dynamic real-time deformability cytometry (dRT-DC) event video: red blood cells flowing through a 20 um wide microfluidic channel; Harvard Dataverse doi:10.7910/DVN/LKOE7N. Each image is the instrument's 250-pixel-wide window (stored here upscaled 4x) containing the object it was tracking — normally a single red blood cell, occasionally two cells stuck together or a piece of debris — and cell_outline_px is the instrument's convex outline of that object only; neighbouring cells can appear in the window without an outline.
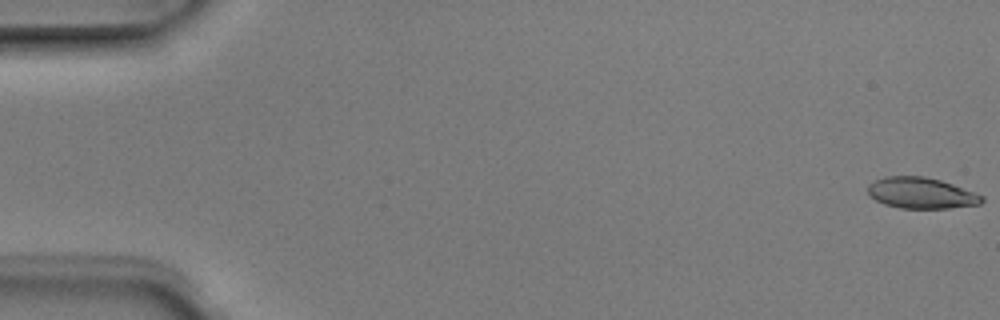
{"species": "Egyptian fruit bat (a non-hibernating species)", "species_latin": "Rousettus aegyptiacus", "temperature_condition": "room temperature", "stored_images_in_passage": 4, "camera_frame_rate_fps": 3000, "um_per_image_px": 0.085, "animal": {"sex": "male"}, "frame": {"image": 1, "passage_image": 1, "time_ms": 0.0, "image_size_px": [1000, 320], "cell_outline_px": [[984, 200], [980, 204], [948, 208], [900, 208], [884, 204], [876, 200], [868, 192], [868, 184], [884, 176], [924, 176], [940, 180], [976, 192], [984, 196]], "centroid_in_image_um": [78.32, 16.4], "position_along_channel_um": 6.7, "area_um2": 20.58}}